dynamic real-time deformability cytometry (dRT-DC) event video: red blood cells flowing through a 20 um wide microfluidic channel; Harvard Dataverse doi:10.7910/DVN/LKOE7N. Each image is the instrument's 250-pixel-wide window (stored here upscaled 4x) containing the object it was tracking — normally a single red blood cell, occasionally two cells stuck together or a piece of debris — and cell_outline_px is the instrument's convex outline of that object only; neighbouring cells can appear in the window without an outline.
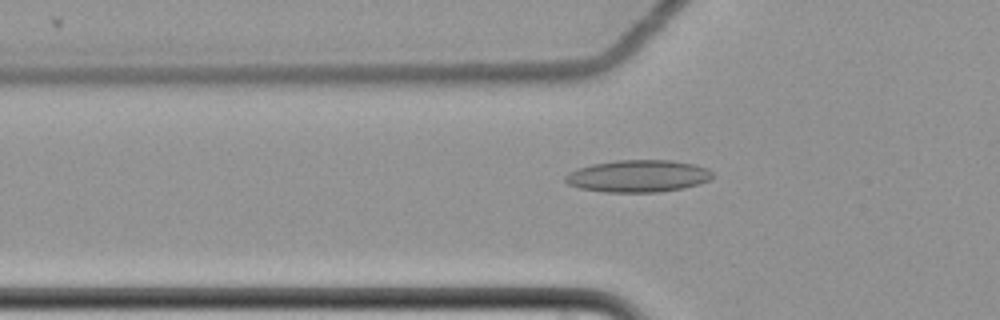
{"species": "common noctule bat (a hibernating species)", "species_latin": "Nyctalus noctula", "temperature_condition": "cold", "stored_images_in_passage": 61, "camera_frame_rate_fps": 3000, "um_per_image_px": 0.085, "animal": {"sex": "female", "body_mass_g": 22.7, "forearm_length_mm": 54.2}, "frame": {"image": 1, "passage_image": 22, "time_ms": 7.0, "image_size_px": [1000, 320], "cell_outline_px": [[712, 176], [708, 180], [684, 188], [660, 192], [604, 192], [580, 188], [568, 184], [564, 180], [564, 176], [568, 172], [576, 168], [592, 164], [616, 160], [672, 160], [696, 164], [708, 168], [712, 172]], "centroid_in_image_um": [54.21, 14.96], "position_along_channel_um": 71.6, "area_um2": 27.74}}
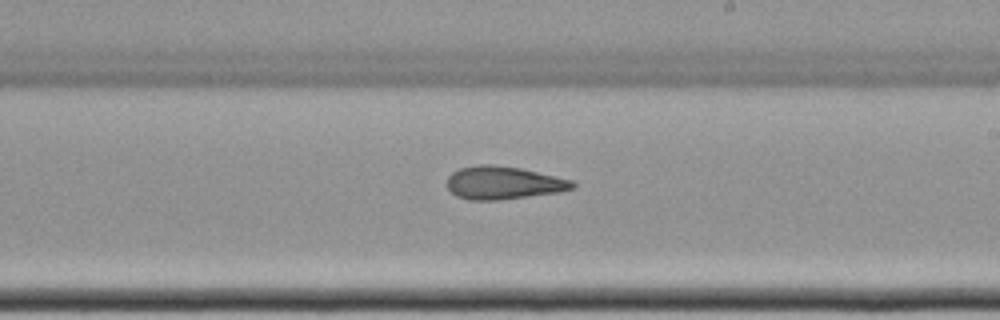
{"frame": {"image": 2, "passage_image": 37, "time_ms": 12.0, "image_size_px": [1000, 320], "cell_outline_px": [[576, 188], [560, 192], [500, 200], [468, 200], [456, 196], [448, 188], [448, 176], [452, 172], [460, 168], [476, 164], [492, 164], [520, 168], [572, 180], [576, 184]], "centroid_in_image_um": [42.79, 15.54], "position_along_channel_um": 246.2, "area_um2": 24.22}}
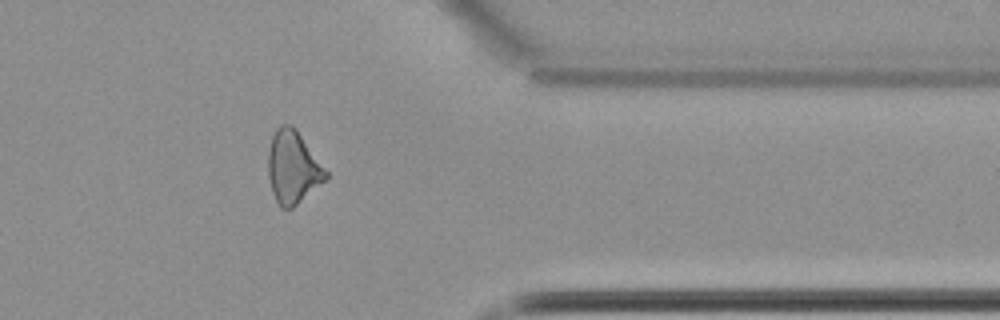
{"frame": {"image": 3, "passage_image": 50, "time_ms": 16.333, "image_size_px": [1000, 320], "cell_outline_px": [[328, 176], [324, 180], [292, 208], [280, 208], [272, 192], [268, 176], [268, 152], [272, 136], [276, 128], [280, 124], [288, 124], [296, 128], [328, 172]], "centroid_in_image_um": [24.87, 14.19], "position_along_channel_um": 386.5, "area_um2": 24.16}, "authors_computed_cell_mechanics": {"area_um2": 25.0852, "velocity_mm_per_s": 3.5033, "shape_relaxation_time_tau1_ms": null, "shape_relaxation_time_tau2_ms": 9.1458, "deformation_change_tau1": null, "deformation_change_tau2": 0.2089}}